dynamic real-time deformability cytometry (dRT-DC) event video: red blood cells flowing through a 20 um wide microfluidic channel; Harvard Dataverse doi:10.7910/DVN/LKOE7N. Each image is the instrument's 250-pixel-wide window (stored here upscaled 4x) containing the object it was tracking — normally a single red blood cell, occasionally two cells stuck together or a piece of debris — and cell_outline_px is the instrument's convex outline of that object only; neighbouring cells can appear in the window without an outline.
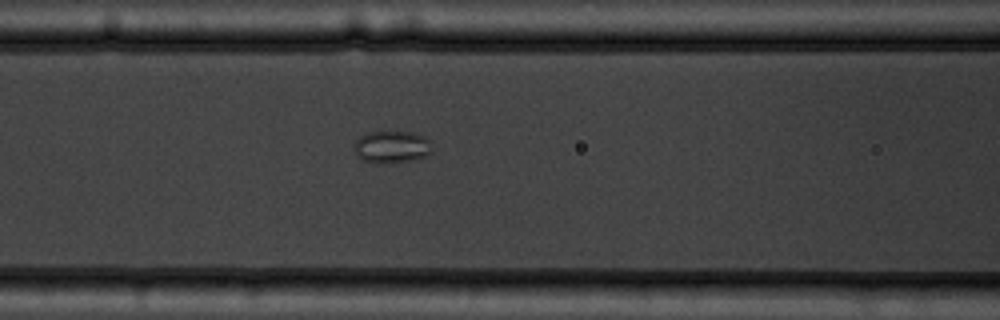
{"species": "common noctule bat (a hibernating species)", "species_latin": "Nyctalus noctula", "temperature_condition": "warm", "stored_images_in_passage": 8, "camera_frame_rate_fps": 3000, "um_per_image_px": 0.085, "animal": {"sex": "male", "body_mass_g": 19.5, "forearm_length_mm": 54.6}, "frame": {"image": 1, "passage_image": 8, "time_ms": 8.667, "image_size_px": [1000, 320], "cell_outline_px": [[432, 152], [428, 156], [412, 160], [364, 160], [356, 156], [356, 140], [360, 136], [368, 132], [412, 132], [424, 136], [428, 140]], "centroid_in_image_um": [33.34, 12.43], "position_along_channel_um": 133.3, "area_um2": 13.81}}